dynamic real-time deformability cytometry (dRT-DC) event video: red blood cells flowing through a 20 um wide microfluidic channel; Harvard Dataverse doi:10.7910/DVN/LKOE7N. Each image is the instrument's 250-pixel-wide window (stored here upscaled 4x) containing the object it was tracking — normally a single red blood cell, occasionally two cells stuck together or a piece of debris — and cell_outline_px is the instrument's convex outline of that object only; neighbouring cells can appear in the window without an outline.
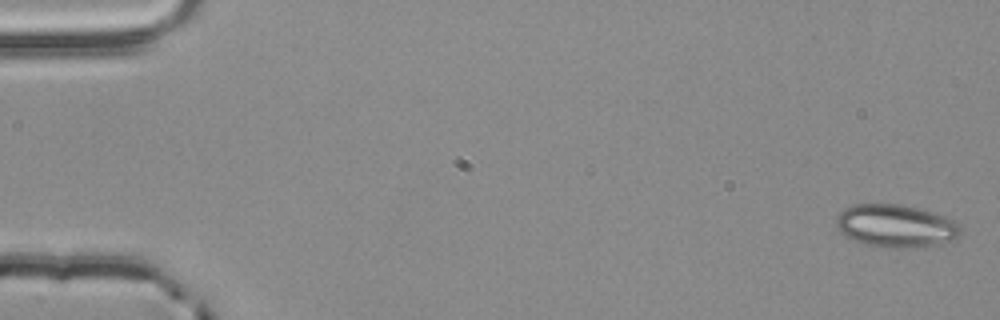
{"species": "common noctule bat (a hibernating species)", "species_latin": "Nyctalus noctula", "temperature_condition": "room temperature", "stored_images_in_passage": 5, "camera_frame_rate_fps": 3000, "um_per_image_px": 0.085, "animal": {"sex": "male", "body_mass_g": 20.4}, "frame": {"image": 1, "passage_image": 1, "time_ms": 0.0, "image_size_px": [1000, 320], "cell_outline_px": [[960, 232], [952, 240], [940, 244], [916, 248], [884, 248], [868, 244], [856, 240], [840, 232], [836, 228], [836, 216], [844, 208], [852, 204], [900, 204], [932, 212], [944, 216], [960, 224]], "centroid_in_image_um": [76.12, 19.2], "position_along_channel_um": 8.9, "area_um2": 30.98}}